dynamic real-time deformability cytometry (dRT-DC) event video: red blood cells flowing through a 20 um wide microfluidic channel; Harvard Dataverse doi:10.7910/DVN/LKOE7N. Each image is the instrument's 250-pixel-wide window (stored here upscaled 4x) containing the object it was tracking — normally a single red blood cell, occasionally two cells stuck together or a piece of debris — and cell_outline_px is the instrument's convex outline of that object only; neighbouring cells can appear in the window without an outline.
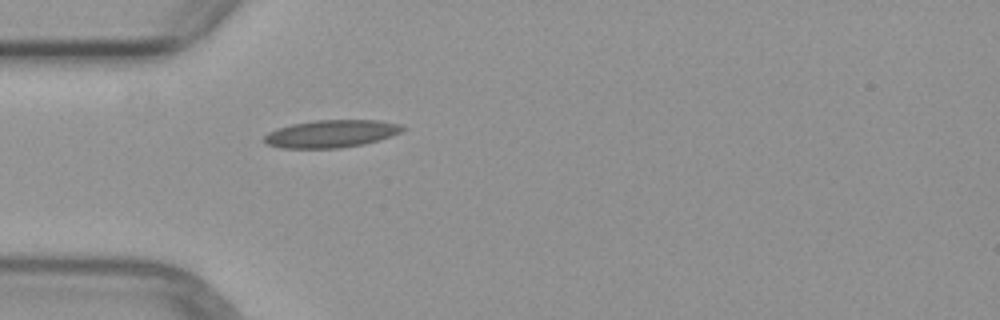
{"species": "common noctule bat (a hibernating species)", "species_latin": "Nyctalus noctula", "temperature_condition": "warm", "stored_images_in_passage": 2, "camera_frame_rate_fps": 3000, "um_per_image_px": 0.085, "animal": {"sex": "female", "body_mass_g": 29.2, "forearm_length_mm": 56.3}, "frame": {"image": 1, "passage_image": 2, "time_ms": 1.667, "image_size_px": [1000, 320], "cell_outline_px": [[404, 128], [400, 132], [364, 144], [340, 148], [284, 148], [268, 144], [264, 140], [264, 136], [268, 132], [276, 128], [292, 124], [316, 120], [380, 120], [400, 124]], "centroid_in_image_um": [28.12, 11.36], "position_along_channel_um": 56.9, "area_um2": 21.96}}